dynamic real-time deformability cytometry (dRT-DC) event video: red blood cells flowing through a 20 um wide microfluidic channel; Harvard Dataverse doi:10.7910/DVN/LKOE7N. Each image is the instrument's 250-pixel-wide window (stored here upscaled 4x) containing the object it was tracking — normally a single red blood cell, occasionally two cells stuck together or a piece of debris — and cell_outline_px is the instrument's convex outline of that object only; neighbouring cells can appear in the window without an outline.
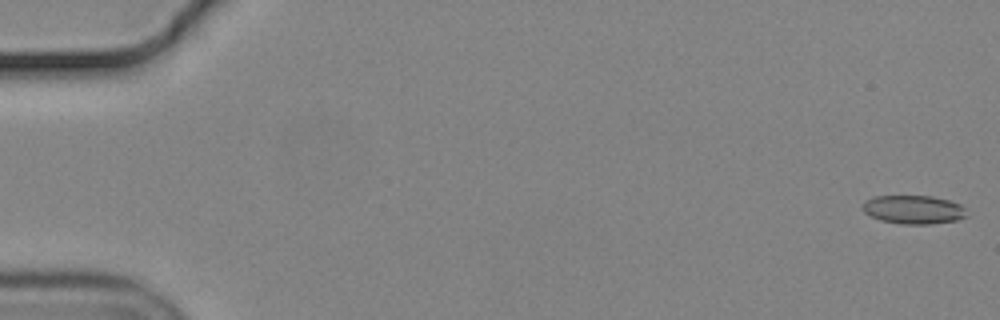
{"species": "common noctule bat (a hibernating species)", "species_latin": "Nyctalus noctula", "temperature_condition": "cold", "stored_images_in_passage": 54, "camera_frame_rate_fps": 3000, "um_per_image_px": 0.085, "animal": {"sex": "male", "body_mass_g": 19.2, "forearm_length_mm": 51.8}, "frame": {"image": 1, "passage_image": 1, "time_ms": 0.0, "image_size_px": [1000, 320], "cell_outline_px": [[968, 216], [956, 220], [932, 224], [900, 224], [880, 220], [864, 212], [864, 200], [872, 196], [932, 196], [948, 200], [960, 204], [964, 208]], "centroid_in_image_um": [77.65, 17.81], "position_along_channel_um": 7.3, "area_um2": 17.34}}
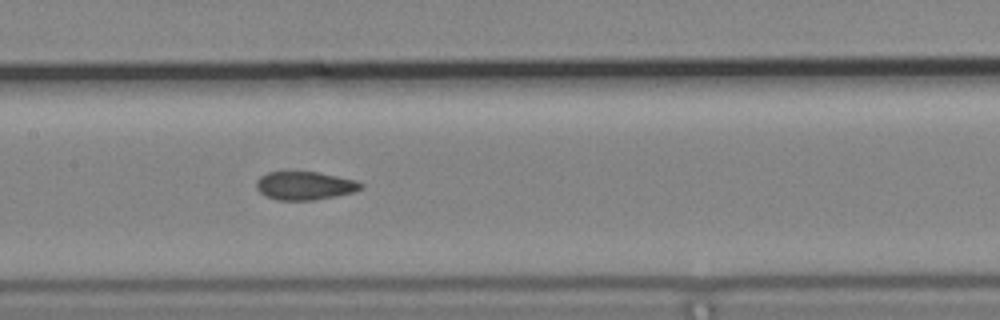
{"frame": {"image": 2, "passage_image": 28, "time_ms": 9.0, "image_size_px": [1000, 320], "cell_outline_px": [[364, 188], [352, 192], [336, 196], [312, 200], [280, 200], [264, 196], [256, 188], [256, 180], [260, 176], [268, 172], [320, 172], [356, 180], [364, 184]], "centroid_in_image_um": [25.91, 15.78], "position_along_channel_um": 181.5, "area_um2": 17.34}}
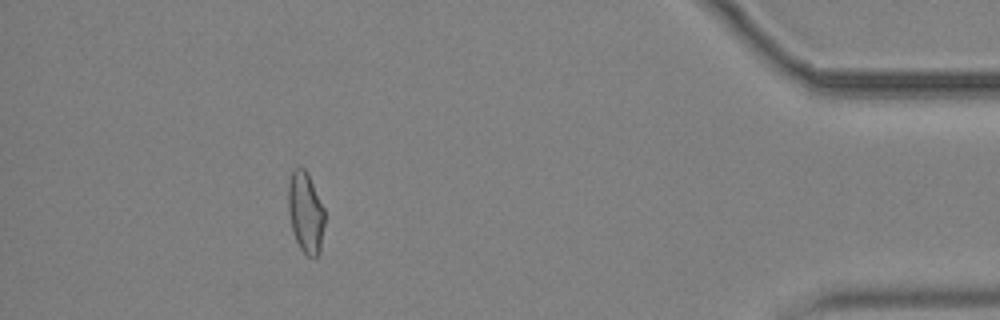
{"frame": {"image": 3, "passage_image": 51, "time_ms": 16.667, "image_size_px": [1000, 320], "cell_outline_px": [[324, 224], [320, 252], [316, 256], [308, 256], [300, 248], [296, 240], [292, 228], [288, 212], [288, 184], [292, 172], [296, 168], [304, 168], [308, 172], [324, 208]], "centroid_in_image_um": [25.98, 18.04], "position_along_channel_um": 409.2, "area_um2": 17.11}}